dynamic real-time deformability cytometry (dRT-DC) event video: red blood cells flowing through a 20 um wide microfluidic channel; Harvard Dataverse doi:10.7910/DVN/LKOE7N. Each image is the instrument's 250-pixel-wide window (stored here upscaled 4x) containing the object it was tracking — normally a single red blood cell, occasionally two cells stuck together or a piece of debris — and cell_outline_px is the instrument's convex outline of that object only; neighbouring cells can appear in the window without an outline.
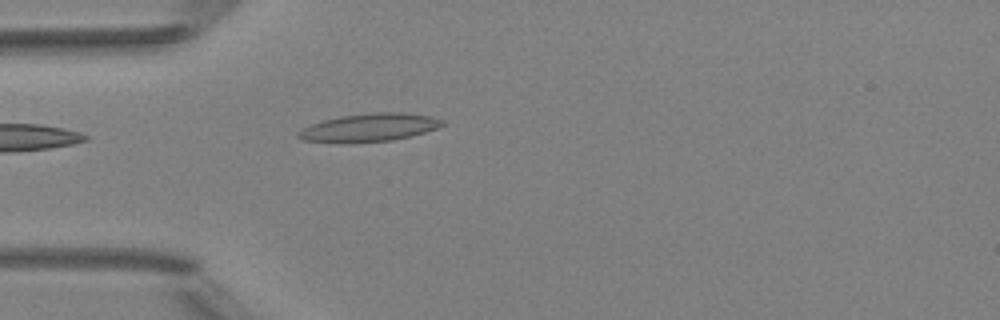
{"species": "Egyptian fruit bat (a non-hibernating species)", "species_latin": "Rousettus aegyptiacus", "temperature_condition": "room temperature", "stored_images_in_passage": 5, "camera_frame_rate_fps": 3000, "um_per_image_px": 0.085, "animal": {"sex": "female"}, "frame": {"image": 1, "passage_image": 5, "time_ms": 4.667, "image_size_px": [1000, 320], "cell_outline_px": [[448, 124], [424, 132], [392, 140], [352, 144], [348, 144], [304, 140], [296, 136], [296, 132], [312, 124], [324, 120], [340, 116], [372, 112], [400, 112], [428, 116], [444, 120]], "centroid_in_image_um": [31.37, 10.85], "position_along_channel_um": 53.6, "area_um2": 23.7}}